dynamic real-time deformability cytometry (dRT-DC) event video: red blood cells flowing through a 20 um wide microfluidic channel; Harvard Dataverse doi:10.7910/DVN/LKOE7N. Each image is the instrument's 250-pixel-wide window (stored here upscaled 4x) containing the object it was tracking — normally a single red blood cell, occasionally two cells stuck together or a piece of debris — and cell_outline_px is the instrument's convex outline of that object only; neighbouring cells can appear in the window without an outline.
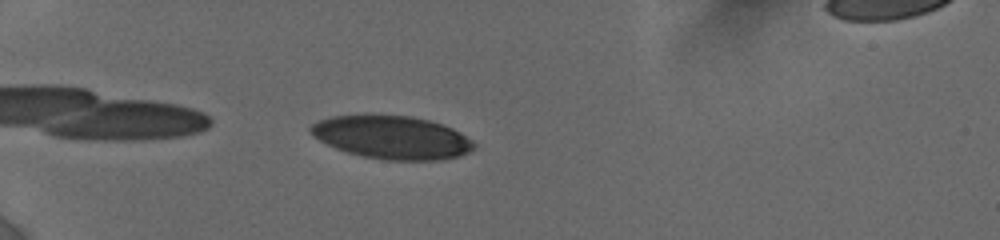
{"species": "human", "species_latin": "Homo sapiens", "temperature_condition": "cold", "stored_images_in_passage": 28, "camera_frame_rate_fps": 3000, "um_per_image_px": 0.085, "donor": {"sex": "female"}, "frame": {"image": 1, "passage_image": 7, "time_ms": 1.0, "image_size_px": [1000, 240], "cell_outline_px": [[476, 148], [460, 156], [444, 160], [388, 160], [364, 156], [348, 152], [336, 148], [312, 136], [308, 128], [312, 124], [320, 120], [332, 116], [412, 116], [428, 120], [452, 128], [460, 132], [472, 140], [476, 144]], "centroid_in_image_um": [33.35, 11.69], "position_along_channel_um": 51.6, "area_um2": 40.69}}
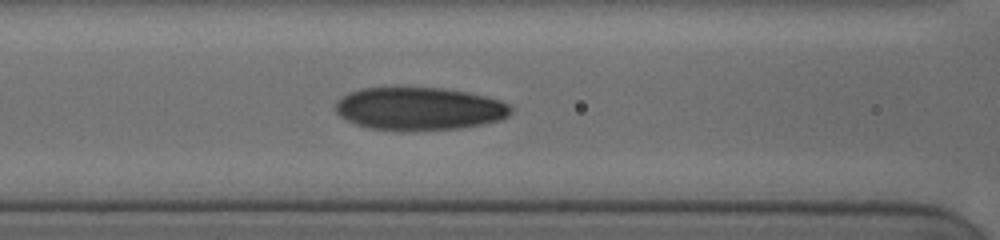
{"frame": {"image": 2, "passage_image": 20, "time_ms": 4.0, "image_size_px": [1000, 240], "cell_outline_px": [[512, 112], [508, 116], [500, 120], [484, 124], [460, 128], [404, 132], [400, 132], [368, 128], [356, 124], [340, 116], [336, 112], [336, 104], [348, 92], [360, 88], [396, 84], [444, 88], [468, 92], [500, 100], [508, 104], [512, 108]], "centroid_in_image_um": [35.61, 9.21], "position_along_channel_um": 131.0, "area_um2": 45.37}}
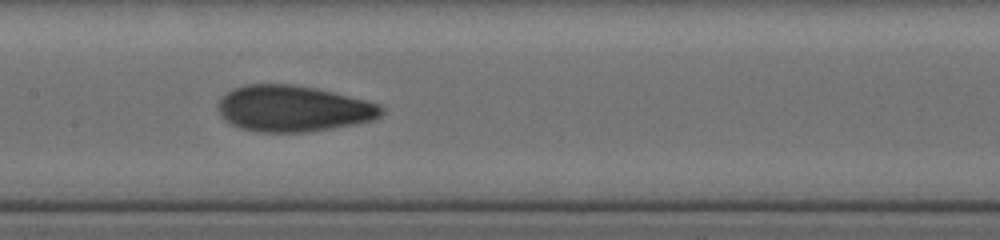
{"frame": {"image": 3, "passage_image": 27, "time_ms": 5.333, "image_size_px": [1000, 240], "cell_outline_px": [[384, 112], [380, 116], [372, 120], [332, 128], [308, 132], [256, 132], [240, 128], [232, 124], [220, 116], [216, 108], [216, 104], [232, 88], [244, 84], [292, 84], [316, 88], [380, 104], [384, 108]], "centroid_in_image_um": [24.88, 9.23], "position_along_channel_um": 182.5, "area_um2": 43.99}}